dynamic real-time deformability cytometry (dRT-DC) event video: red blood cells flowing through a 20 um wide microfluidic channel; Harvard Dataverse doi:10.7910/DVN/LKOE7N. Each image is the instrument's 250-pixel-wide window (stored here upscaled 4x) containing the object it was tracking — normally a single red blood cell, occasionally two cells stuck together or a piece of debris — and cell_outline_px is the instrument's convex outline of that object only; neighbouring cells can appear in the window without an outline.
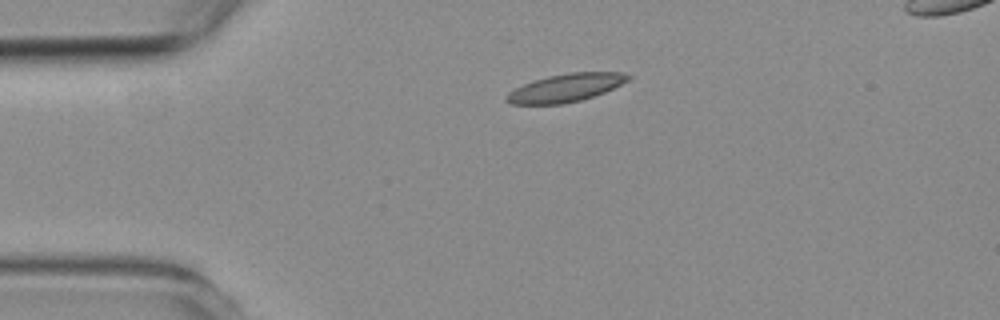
{"species": "common noctule bat (a hibernating species)", "species_latin": "Nyctalus noctula", "temperature_condition": "room temperature", "stored_images_in_passage": 5, "camera_frame_rate_fps": 3000, "um_per_image_px": 0.085, "animal": {"sex": "female", "body_mass_g": 19.3, "forearm_length_mm": 54.1}, "frame": {"image": 1, "passage_image": 5, "time_ms": 4.667, "image_size_px": [1000, 320], "cell_outline_px": [[632, 76], [628, 80], [604, 92], [580, 100], [564, 104], [512, 104], [504, 100], [504, 96], [508, 92], [532, 80], [548, 76], [568, 72], [620, 72]], "centroid_in_image_um": [48.03, 7.46], "position_along_channel_um": 37.0, "area_um2": 19.77}}